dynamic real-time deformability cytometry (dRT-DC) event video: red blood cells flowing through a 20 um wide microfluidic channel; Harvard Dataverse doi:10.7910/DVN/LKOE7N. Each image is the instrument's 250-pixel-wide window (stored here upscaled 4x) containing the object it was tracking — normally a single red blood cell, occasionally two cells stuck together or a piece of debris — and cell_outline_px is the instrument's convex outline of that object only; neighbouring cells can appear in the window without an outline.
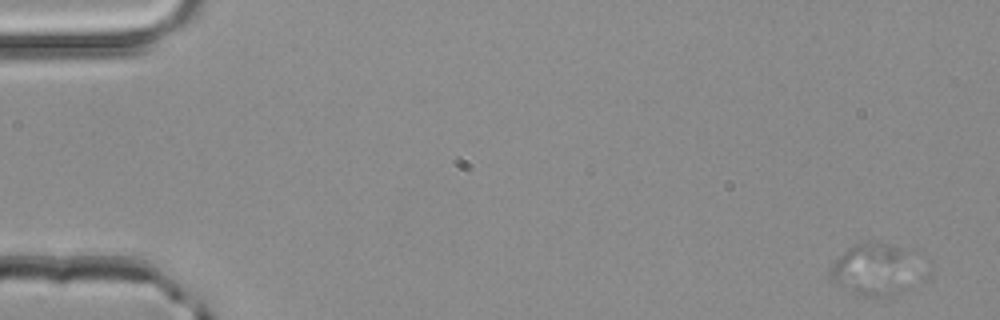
{"species": "common noctule bat (a hibernating species)", "species_latin": "Nyctalus noctula", "temperature_condition": "room temperature", "stored_images_in_passage": 3, "camera_frame_rate_fps": 3000, "um_per_image_px": 0.085, "animal": {"sex": "male", "body_mass_g": 20.4}, "frame": {"image": 1, "passage_image": 1, "time_ms": 0.0, "image_size_px": [1000, 320], "cell_outline_px": [[904, 252], [888, 296], [864, 296], [840, 288], [828, 280], [832, 264], [848, 248], [864, 240], [876, 240], [900, 248]], "centroid_in_image_um": [73.7, 22.81], "position_along_channel_um": 11.3, "area_um2": 22.25}}
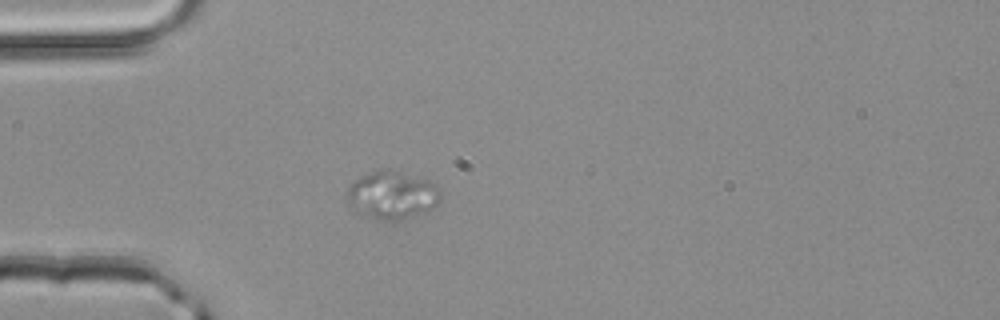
{"frame": {"image": 2, "passage_image": 3, "time_ms": 0.667, "image_size_px": [1000, 320], "cell_outline_px": [[440, 200], [432, 208], [396, 220], [376, 220], [352, 208], [348, 204], [348, 188], [360, 176], [368, 172], [380, 168], [392, 168], [428, 180], [436, 184], [440, 188]], "centroid_in_image_um": [33.32, 16.53], "position_along_channel_um": 51.7, "area_um2": 26.01}}